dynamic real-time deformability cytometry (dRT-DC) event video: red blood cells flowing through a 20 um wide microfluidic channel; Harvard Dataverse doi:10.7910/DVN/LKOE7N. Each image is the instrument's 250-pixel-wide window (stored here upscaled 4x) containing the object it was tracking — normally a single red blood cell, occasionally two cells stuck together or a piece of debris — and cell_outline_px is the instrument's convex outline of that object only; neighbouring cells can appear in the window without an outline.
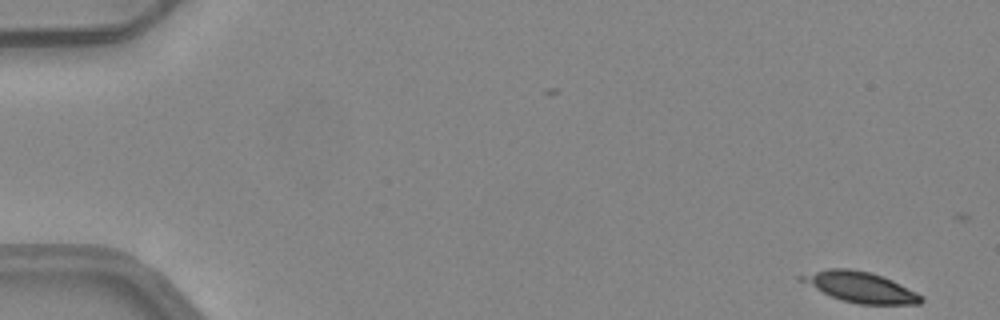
{"species": "common noctule bat (a hibernating species)", "species_latin": "Nyctalus noctula", "temperature_condition": "warm", "stored_images_in_passage": 15, "camera_frame_rate_fps": 3000, "um_per_image_px": 0.085, "animal": {"sex": "female", "body_mass_g": 24.6, "forearm_length_mm": 56.2}, "frame": {"image": 1, "passage_image": 1, "time_ms": 0.0, "image_size_px": [1000, 320], "cell_outline_px": [[924, 300], [920, 304], [856, 304], [840, 300], [796, 280], [796, 276], [828, 268], [848, 268], [872, 272], [892, 280], [924, 296]], "centroid_in_image_um": [73.1, 24.4], "position_along_channel_um": 11.9, "area_um2": 21.5}}
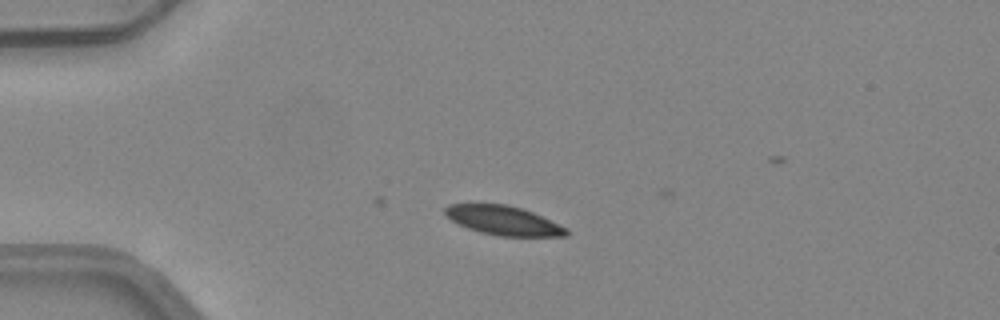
{"frame": {"image": 2, "passage_image": 12, "time_ms": 3.667, "image_size_px": [1000, 320], "cell_outline_px": [[568, 236], [500, 236], [480, 232], [468, 228], [452, 220], [444, 212], [444, 208], [448, 204], [508, 204], [532, 212], [568, 228]], "centroid_in_image_um": [42.8, 18.74], "position_along_channel_um": 42.2, "area_um2": 20.4}}